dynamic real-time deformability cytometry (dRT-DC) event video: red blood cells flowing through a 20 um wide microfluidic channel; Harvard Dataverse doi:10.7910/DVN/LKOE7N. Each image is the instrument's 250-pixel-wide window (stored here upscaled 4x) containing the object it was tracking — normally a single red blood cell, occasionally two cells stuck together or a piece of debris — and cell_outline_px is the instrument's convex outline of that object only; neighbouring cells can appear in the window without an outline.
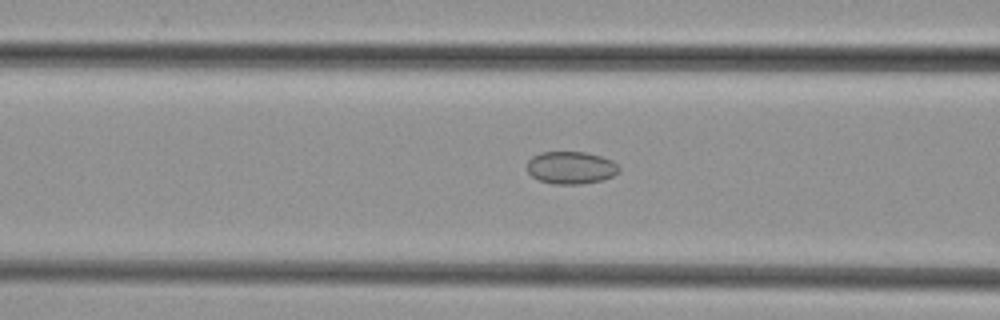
{"species": "common noctule bat (a hibernating species)", "species_latin": "Nyctalus noctula", "temperature_condition": "cold", "stored_images_in_passage": 35, "camera_frame_rate_fps": 3000, "um_per_image_px": 0.085, "animal": {"sex": "female", "body_mass_g": 29.2, "forearm_length_mm": 56.3}, "frame": {"image": 1, "passage_image": 6, "time_ms": 1.667, "image_size_px": [1000, 320], "cell_outline_px": [[620, 172], [612, 176], [600, 180], [584, 184], [552, 184], [540, 180], [532, 176], [528, 172], [528, 160], [532, 156], [540, 152], [588, 152], [612, 160], [620, 168]], "centroid_in_image_um": [48.53, 14.25], "position_along_channel_um": 118.1, "area_um2": 17.46}}
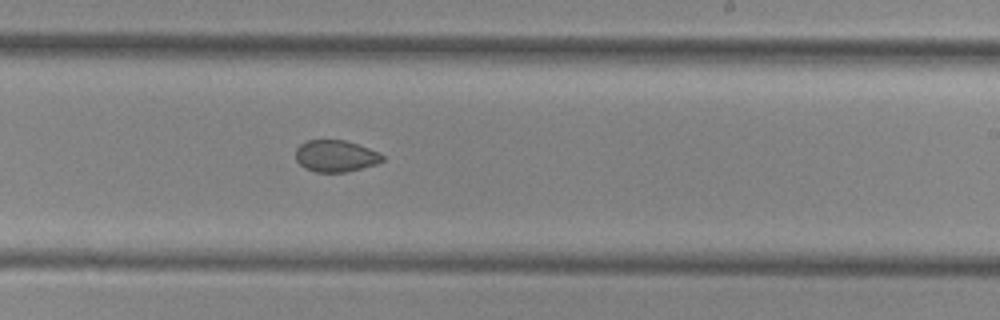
{"frame": {"image": 2, "passage_image": 16, "time_ms": 5.0, "image_size_px": [1000, 320], "cell_outline_px": [[384, 160], [376, 164], [344, 172], [316, 172], [304, 168], [296, 160], [296, 148], [300, 144], [308, 140], [344, 140], [380, 152], [384, 156]], "centroid_in_image_um": [28.52, 13.26], "position_along_channel_um": 260.5, "area_um2": 15.95}}
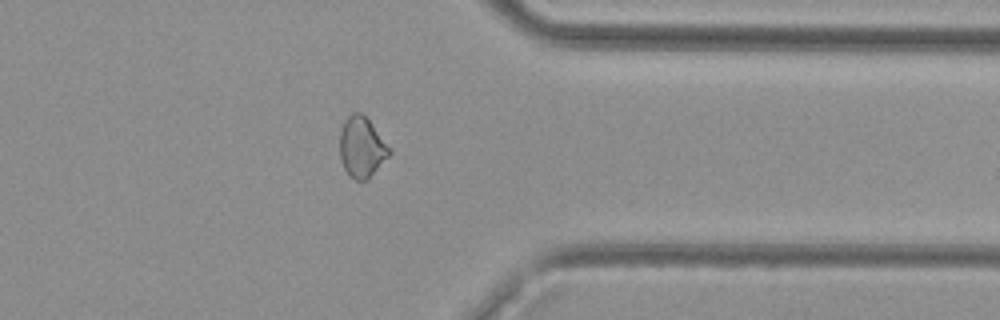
{"frame": {"image": 3, "passage_image": 25, "time_ms": 8.0, "image_size_px": [1000, 320], "cell_outline_px": [[392, 152], [368, 180], [356, 180], [344, 168], [340, 156], [340, 132], [344, 120], [352, 112], [360, 112], [368, 120]], "centroid_in_image_um": [30.73, 12.52], "position_along_channel_um": 380.7, "area_um2": 17.05}}